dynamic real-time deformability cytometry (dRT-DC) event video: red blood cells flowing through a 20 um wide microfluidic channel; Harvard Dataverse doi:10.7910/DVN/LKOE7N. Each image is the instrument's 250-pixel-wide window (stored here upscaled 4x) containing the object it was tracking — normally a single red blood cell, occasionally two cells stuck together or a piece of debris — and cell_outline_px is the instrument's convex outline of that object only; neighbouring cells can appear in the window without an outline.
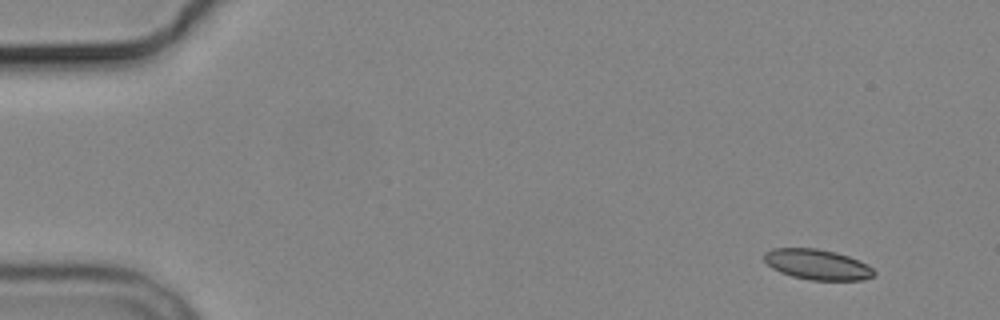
{"species": "common noctule bat (a hibernating species)", "species_latin": "Nyctalus noctula", "temperature_condition": "cold", "stored_images_in_passage": 3, "camera_frame_rate_fps": 3000, "um_per_image_px": 0.085, "animal": {"sex": "male", "body_mass_g": 19.2, "forearm_length_mm": 51.8}, "frame": {"image": 1, "passage_image": 1, "time_ms": 0.0, "image_size_px": [1000, 320], "cell_outline_px": [[876, 272], [872, 276], [864, 280], [808, 280], [792, 276], [780, 272], [772, 268], [764, 260], [764, 252], [772, 248], [816, 248], [836, 252], [848, 256], [868, 264]], "centroid_in_image_um": [69.46, 22.48], "position_along_channel_um": 15.5, "area_um2": 19.54}}